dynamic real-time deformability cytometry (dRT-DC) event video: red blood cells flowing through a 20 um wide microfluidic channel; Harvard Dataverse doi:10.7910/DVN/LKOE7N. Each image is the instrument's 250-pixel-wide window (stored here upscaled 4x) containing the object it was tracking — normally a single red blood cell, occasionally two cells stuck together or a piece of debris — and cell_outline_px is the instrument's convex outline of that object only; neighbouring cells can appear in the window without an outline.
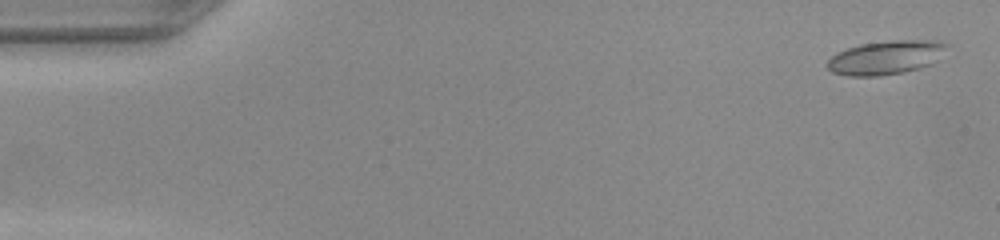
{"species": "common noctule bat (a hibernating species)", "species_latin": "Nyctalus noctula", "temperature_condition": "warm", "stored_images_in_passage": 50, "camera_frame_rate_fps": 3000, "um_per_image_px": 0.085, "animal": {"sex": "female", "body_mass_g": 22.0, "forearm_length_mm": 56.7}, "frame": {"image": 1, "passage_image": 2, "time_ms": 0.333, "image_size_px": [1000, 240], "cell_outline_px": [[948, 44], [936, 60], [932, 64], [920, 68], [904, 72], [880, 76], [848, 76], [832, 72], [824, 64], [836, 52], [860, 44], [888, 40], [932, 40]], "centroid_in_image_um": [75.24, 4.89], "position_along_channel_um": 9.8, "area_um2": 23.58}}
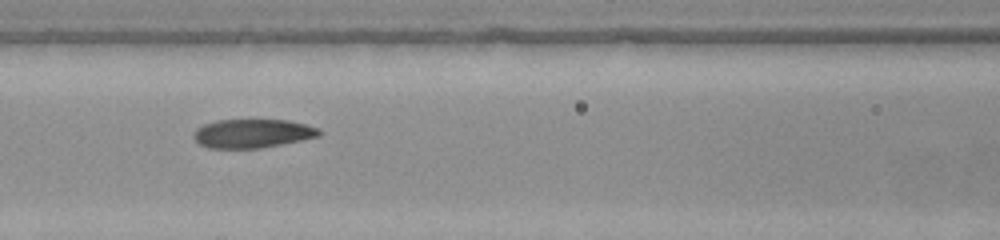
{"frame": {"image": 2, "passage_image": 22, "time_ms": 7.0, "image_size_px": [1000, 240], "cell_outline_px": [[320, 136], [260, 148], [208, 148], [200, 144], [192, 136], [196, 128], [204, 124], [216, 120], [288, 120], [320, 128]], "centroid_in_image_um": [21.43, 11.34], "position_along_channel_um": 145.2, "area_um2": 20.92}}
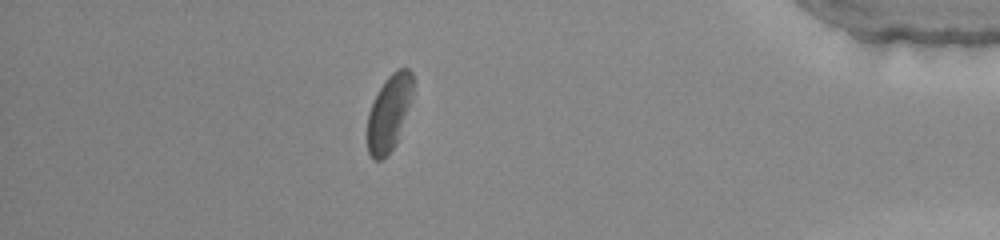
{"frame": {"image": 3, "passage_image": 44, "time_ms": 14.333, "image_size_px": [1000, 240], "cell_outline_px": [[412, 92], [396, 144], [380, 160], [372, 160], [368, 152], [368, 112], [372, 100], [384, 80], [396, 68], [408, 68], [412, 72]], "centroid_in_image_um": [33.03, 9.55], "position_along_channel_um": 402.2, "area_um2": 19.77}}